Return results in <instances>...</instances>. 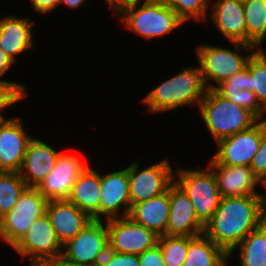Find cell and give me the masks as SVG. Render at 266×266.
Returning <instances> with one entry per match:
<instances>
[{"mask_svg": "<svg viewBox=\"0 0 266 266\" xmlns=\"http://www.w3.org/2000/svg\"><path fill=\"white\" fill-rule=\"evenodd\" d=\"M264 196L222 197L204 234L229 254L251 231L261 225Z\"/></svg>", "mask_w": 266, "mask_h": 266, "instance_id": "obj_1", "label": "cell"}, {"mask_svg": "<svg viewBox=\"0 0 266 266\" xmlns=\"http://www.w3.org/2000/svg\"><path fill=\"white\" fill-rule=\"evenodd\" d=\"M125 0L113 9L121 17L125 27L138 36L151 39L167 35L183 25V21L170 7L153 0Z\"/></svg>", "mask_w": 266, "mask_h": 266, "instance_id": "obj_2", "label": "cell"}, {"mask_svg": "<svg viewBox=\"0 0 266 266\" xmlns=\"http://www.w3.org/2000/svg\"><path fill=\"white\" fill-rule=\"evenodd\" d=\"M208 90L201 68L190 67L163 81L142 100L151 112L158 113L197 103L200 105Z\"/></svg>", "mask_w": 266, "mask_h": 266, "instance_id": "obj_3", "label": "cell"}, {"mask_svg": "<svg viewBox=\"0 0 266 266\" xmlns=\"http://www.w3.org/2000/svg\"><path fill=\"white\" fill-rule=\"evenodd\" d=\"M200 113L211 136L219 140L249 129L259 119L247 109L209 89L200 102Z\"/></svg>", "mask_w": 266, "mask_h": 266, "instance_id": "obj_4", "label": "cell"}, {"mask_svg": "<svg viewBox=\"0 0 266 266\" xmlns=\"http://www.w3.org/2000/svg\"><path fill=\"white\" fill-rule=\"evenodd\" d=\"M235 47V52L222 46L200 45L196 49V57L202 70L204 82L208 89H214L222 81L240 72L246 67L251 54L257 49L255 46L240 42H230ZM240 48V49H239ZM241 49L250 53L243 57ZM237 50H240L238 53ZM216 84H208L207 81ZM208 84V85H207Z\"/></svg>", "mask_w": 266, "mask_h": 266, "instance_id": "obj_5", "label": "cell"}, {"mask_svg": "<svg viewBox=\"0 0 266 266\" xmlns=\"http://www.w3.org/2000/svg\"><path fill=\"white\" fill-rule=\"evenodd\" d=\"M206 168L205 171L182 168L174 173V182L188 196L198 220L203 225L211 219L222 198L213 171Z\"/></svg>", "mask_w": 266, "mask_h": 266, "instance_id": "obj_6", "label": "cell"}, {"mask_svg": "<svg viewBox=\"0 0 266 266\" xmlns=\"http://www.w3.org/2000/svg\"><path fill=\"white\" fill-rule=\"evenodd\" d=\"M47 203L36 187H26L14 208L2 219L0 238L13 248L35 220L46 213Z\"/></svg>", "mask_w": 266, "mask_h": 266, "instance_id": "obj_7", "label": "cell"}, {"mask_svg": "<svg viewBox=\"0 0 266 266\" xmlns=\"http://www.w3.org/2000/svg\"><path fill=\"white\" fill-rule=\"evenodd\" d=\"M108 250L106 224L102 220H91L76 237L63 245L62 255L82 266H99Z\"/></svg>", "mask_w": 266, "mask_h": 266, "instance_id": "obj_8", "label": "cell"}, {"mask_svg": "<svg viewBox=\"0 0 266 266\" xmlns=\"http://www.w3.org/2000/svg\"><path fill=\"white\" fill-rule=\"evenodd\" d=\"M108 230L109 250L140 255L158 244L159 236L130 217L104 220Z\"/></svg>", "mask_w": 266, "mask_h": 266, "instance_id": "obj_9", "label": "cell"}, {"mask_svg": "<svg viewBox=\"0 0 266 266\" xmlns=\"http://www.w3.org/2000/svg\"><path fill=\"white\" fill-rule=\"evenodd\" d=\"M138 168V161L127 167L131 207L162 194L174 182L175 170L168 159H163L140 172Z\"/></svg>", "mask_w": 266, "mask_h": 266, "instance_id": "obj_10", "label": "cell"}, {"mask_svg": "<svg viewBox=\"0 0 266 266\" xmlns=\"http://www.w3.org/2000/svg\"><path fill=\"white\" fill-rule=\"evenodd\" d=\"M62 248L63 245L46 213L35 220L28 232L13 247L20 256L31 260V266H38L45 260L61 255Z\"/></svg>", "mask_w": 266, "mask_h": 266, "instance_id": "obj_11", "label": "cell"}, {"mask_svg": "<svg viewBox=\"0 0 266 266\" xmlns=\"http://www.w3.org/2000/svg\"><path fill=\"white\" fill-rule=\"evenodd\" d=\"M262 137V120L249 129L219 140L217 152L211 159L219 165L250 166L259 149Z\"/></svg>", "mask_w": 266, "mask_h": 266, "instance_id": "obj_12", "label": "cell"}, {"mask_svg": "<svg viewBox=\"0 0 266 266\" xmlns=\"http://www.w3.org/2000/svg\"><path fill=\"white\" fill-rule=\"evenodd\" d=\"M88 166L77 156L60 153L53 169L36 188L48 201L67 200L76 179Z\"/></svg>", "mask_w": 266, "mask_h": 266, "instance_id": "obj_13", "label": "cell"}, {"mask_svg": "<svg viewBox=\"0 0 266 266\" xmlns=\"http://www.w3.org/2000/svg\"><path fill=\"white\" fill-rule=\"evenodd\" d=\"M100 190L99 220L102 217L107 220L129 215L131 206L127 167L123 170L101 175ZM122 206L123 213L120 215Z\"/></svg>", "mask_w": 266, "mask_h": 266, "instance_id": "obj_14", "label": "cell"}, {"mask_svg": "<svg viewBox=\"0 0 266 266\" xmlns=\"http://www.w3.org/2000/svg\"><path fill=\"white\" fill-rule=\"evenodd\" d=\"M170 210L166 236L195 237L204 233L193 205L182 189L173 182L169 186Z\"/></svg>", "mask_w": 266, "mask_h": 266, "instance_id": "obj_15", "label": "cell"}, {"mask_svg": "<svg viewBox=\"0 0 266 266\" xmlns=\"http://www.w3.org/2000/svg\"><path fill=\"white\" fill-rule=\"evenodd\" d=\"M19 118L0 121V172H19L29 141Z\"/></svg>", "mask_w": 266, "mask_h": 266, "instance_id": "obj_16", "label": "cell"}, {"mask_svg": "<svg viewBox=\"0 0 266 266\" xmlns=\"http://www.w3.org/2000/svg\"><path fill=\"white\" fill-rule=\"evenodd\" d=\"M208 167L213 171L221 197L264 196L255 189L264 184L249 166H226L209 160Z\"/></svg>", "mask_w": 266, "mask_h": 266, "instance_id": "obj_17", "label": "cell"}, {"mask_svg": "<svg viewBox=\"0 0 266 266\" xmlns=\"http://www.w3.org/2000/svg\"><path fill=\"white\" fill-rule=\"evenodd\" d=\"M46 214L62 245L76 237L92 220L68 200L48 201Z\"/></svg>", "mask_w": 266, "mask_h": 266, "instance_id": "obj_18", "label": "cell"}, {"mask_svg": "<svg viewBox=\"0 0 266 266\" xmlns=\"http://www.w3.org/2000/svg\"><path fill=\"white\" fill-rule=\"evenodd\" d=\"M59 154L60 152L38 138L29 141L19 171L27 187H37L45 179L56 164Z\"/></svg>", "mask_w": 266, "mask_h": 266, "instance_id": "obj_19", "label": "cell"}, {"mask_svg": "<svg viewBox=\"0 0 266 266\" xmlns=\"http://www.w3.org/2000/svg\"><path fill=\"white\" fill-rule=\"evenodd\" d=\"M211 10L209 17L227 40L247 44L243 0H218Z\"/></svg>", "mask_w": 266, "mask_h": 266, "instance_id": "obj_20", "label": "cell"}, {"mask_svg": "<svg viewBox=\"0 0 266 266\" xmlns=\"http://www.w3.org/2000/svg\"><path fill=\"white\" fill-rule=\"evenodd\" d=\"M169 187L160 195L133 205L128 217L134 222L152 230L158 236L166 235L169 218Z\"/></svg>", "mask_w": 266, "mask_h": 266, "instance_id": "obj_21", "label": "cell"}, {"mask_svg": "<svg viewBox=\"0 0 266 266\" xmlns=\"http://www.w3.org/2000/svg\"><path fill=\"white\" fill-rule=\"evenodd\" d=\"M31 19L13 15L0 19V48L15 62L16 55L34 46Z\"/></svg>", "mask_w": 266, "mask_h": 266, "instance_id": "obj_22", "label": "cell"}, {"mask_svg": "<svg viewBox=\"0 0 266 266\" xmlns=\"http://www.w3.org/2000/svg\"><path fill=\"white\" fill-rule=\"evenodd\" d=\"M101 174L91 166L76 179L67 200L92 220H99Z\"/></svg>", "mask_w": 266, "mask_h": 266, "instance_id": "obj_23", "label": "cell"}, {"mask_svg": "<svg viewBox=\"0 0 266 266\" xmlns=\"http://www.w3.org/2000/svg\"><path fill=\"white\" fill-rule=\"evenodd\" d=\"M228 259V254L203 233L190 237L183 266H221Z\"/></svg>", "mask_w": 266, "mask_h": 266, "instance_id": "obj_24", "label": "cell"}, {"mask_svg": "<svg viewBox=\"0 0 266 266\" xmlns=\"http://www.w3.org/2000/svg\"><path fill=\"white\" fill-rule=\"evenodd\" d=\"M239 250L240 266H266V228L261 224L251 231L229 254Z\"/></svg>", "mask_w": 266, "mask_h": 266, "instance_id": "obj_25", "label": "cell"}, {"mask_svg": "<svg viewBox=\"0 0 266 266\" xmlns=\"http://www.w3.org/2000/svg\"><path fill=\"white\" fill-rule=\"evenodd\" d=\"M247 44L262 48L266 39V0H243Z\"/></svg>", "mask_w": 266, "mask_h": 266, "instance_id": "obj_26", "label": "cell"}, {"mask_svg": "<svg viewBox=\"0 0 266 266\" xmlns=\"http://www.w3.org/2000/svg\"><path fill=\"white\" fill-rule=\"evenodd\" d=\"M27 187L19 172H0V216L4 218Z\"/></svg>", "mask_w": 266, "mask_h": 266, "instance_id": "obj_27", "label": "cell"}, {"mask_svg": "<svg viewBox=\"0 0 266 266\" xmlns=\"http://www.w3.org/2000/svg\"><path fill=\"white\" fill-rule=\"evenodd\" d=\"M256 49L249 57V86L259 103L266 109V53Z\"/></svg>", "mask_w": 266, "mask_h": 266, "instance_id": "obj_28", "label": "cell"}, {"mask_svg": "<svg viewBox=\"0 0 266 266\" xmlns=\"http://www.w3.org/2000/svg\"><path fill=\"white\" fill-rule=\"evenodd\" d=\"M190 237L159 236L165 266H183L189 248Z\"/></svg>", "mask_w": 266, "mask_h": 266, "instance_id": "obj_29", "label": "cell"}, {"mask_svg": "<svg viewBox=\"0 0 266 266\" xmlns=\"http://www.w3.org/2000/svg\"><path fill=\"white\" fill-rule=\"evenodd\" d=\"M210 1L211 0H175L170 7L184 23L190 18L195 19V21H206Z\"/></svg>", "mask_w": 266, "mask_h": 266, "instance_id": "obj_30", "label": "cell"}, {"mask_svg": "<svg viewBox=\"0 0 266 266\" xmlns=\"http://www.w3.org/2000/svg\"><path fill=\"white\" fill-rule=\"evenodd\" d=\"M222 97L233 101L236 105L252 112L259 120H262L266 109L256 99L255 94L249 90H239V92H217Z\"/></svg>", "mask_w": 266, "mask_h": 266, "instance_id": "obj_31", "label": "cell"}, {"mask_svg": "<svg viewBox=\"0 0 266 266\" xmlns=\"http://www.w3.org/2000/svg\"><path fill=\"white\" fill-rule=\"evenodd\" d=\"M26 96V88L22 83L0 80V121L7 120L1 114L4 108L15 105Z\"/></svg>", "mask_w": 266, "mask_h": 266, "instance_id": "obj_32", "label": "cell"}, {"mask_svg": "<svg viewBox=\"0 0 266 266\" xmlns=\"http://www.w3.org/2000/svg\"><path fill=\"white\" fill-rule=\"evenodd\" d=\"M249 59L245 68L233 76L227 78L217 85L214 90L216 92H239V90H248L249 86Z\"/></svg>", "mask_w": 266, "mask_h": 266, "instance_id": "obj_33", "label": "cell"}, {"mask_svg": "<svg viewBox=\"0 0 266 266\" xmlns=\"http://www.w3.org/2000/svg\"><path fill=\"white\" fill-rule=\"evenodd\" d=\"M260 181L266 184V119L262 120V137L258 151L249 166Z\"/></svg>", "mask_w": 266, "mask_h": 266, "instance_id": "obj_34", "label": "cell"}, {"mask_svg": "<svg viewBox=\"0 0 266 266\" xmlns=\"http://www.w3.org/2000/svg\"><path fill=\"white\" fill-rule=\"evenodd\" d=\"M99 266H139L138 255L108 250Z\"/></svg>", "mask_w": 266, "mask_h": 266, "instance_id": "obj_35", "label": "cell"}, {"mask_svg": "<svg viewBox=\"0 0 266 266\" xmlns=\"http://www.w3.org/2000/svg\"><path fill=\"white\" fill-rule=\"evenodd\" d=\"M139 266H165L162 250L157 244L138 255Z\"/></svg>", "mask_w": 266, "mask_h": 266, "instance_id": "obj_36", "label": "cell"}, {"mask_svg": "<svg viewBox=\"0 0 266 266\" xmlns=\"http://www.w3.org/2000/svg\"><path fill=\"white\" fill-rule=\"evenodd\" d=\"M30 2L33 9L42 14L51 12L60 4V0H30Z\"/></svg>", "mask_w": 266, "mask_h": 266, "instance_id": "obj_37", "label": "cell"}, {"mask_svg": "<svg viewBox=\"0 0 266 266\" xmlns=\"http://www.w3.org/2000/svg\"><path fill=\"white\" fill-rule=\"evenodd\" d=\"M38 266H82L74 261L67 259L64 255H58L51 259L41 262Z\"/></svg>", "mask_w": 266, "mask_h": 266, "instance_id": "obj_38", "label": "cell"}, {"mask_svg": "<svg viewBox=\"0 0 266 266\" xmlns=\"http://www.w3.org/2000/svg\"><path fill=\"white\" fill-rule=\"evenodd\" d=\"M13 62L9 55L0 48V78L11 68Z\"/></svg>", "mask_w": 266, "mask_h": 266, "instance_id": "obj_39", "label": "cell"}, {"mask_svg": "<svg viewBox=\"0 0 266 266\" xmlns=\"http://www.w3.org/2000/svg\"><path fill=\"white\" fill-rule=\"evenodd\" d=\"M86 0H60V5L63 3L69 8H79Z\"/></svg>", "mask_w": 266, "mask_h": 266, "instance_id": "obj_40", "label": "cell"}, {"mask_svg": "<svg viewBox=\"0 0 266 266\" xmlns=\"http://www.w3.org/2000/svg\"><path fill=\"white\" fill-rule=\"evenodd\" d=\"M261 224L266 228V205H262V220Z\"/></svg>", "mask_w": 266, "mask_h": 266, "instance_id": "obj_41", "label": "cell"}, {"mask_svg": "<svg viewBox=\"0 0 266 266\" xmlns=\"http://www.w3.org/2000/svg\"><path fill=\"white\" fill-rule=\"evenodd\" d=\"M125 1V0H106L110 9H113L118 3Z\"/></svg>", "mask_w": 266, "mask_h": 266, "instance_id": "obj_42", "label": "cell"}, {"mask_svg": "<svg viewBox=\"0 0 266 266\" xmlns=\"http://www.w3.org/2000/svg\"><path fill=\"white\" fill-rule=\"evenodd\" d=\"M153 1L159 2L166 6H171L175 2V0H153Z\"/></svg>", "mask_w": 266, "mask_h": 266, "instance_id": "obj_43", "label": "cell"}, {"mask_svg": "<svg viewBox=\"0 0 266 266\" xmlns=\"http://www.w3.org/2000/svg\"><path fill=\"white\" fill-rule=\"evenodd\" d=\"M264 189L266 190V184L264 185ZM262 205H266V195H264V199H263Z\"/></svg>", "mask_w": 266, "mask_h": 266, "instance_id": "obj_44", "label": "cell"}, {"mask_svg": "<svg viewBox=\"0 0 266 266\" xmlns=\"http://www.w3.org/2000/svg\"><path fill=\"white\" fill-rule=\"evenodd\" d=\"M227 262L228 261H226L225 263H223L221 266H227L228 265Z\"/></svg>", "mask_w": 266, "mask_h": 266, "instance_id": "obj_45", "label": "cell"}, {"mask_svg": "<svg viewBox=\"0 0 266 266\" xmlns=\"http://www.w3.org/2000/svg\"><path fill=\"white\" fill-rule=\"evenodd\" d=\"M2 219H3V218L0 216V225H1V223H2Z\"/></svg>", "mask_w": 266, "mask_h": 266, "instance_id": "obj_46", "label": "cell"}]
</instances>
